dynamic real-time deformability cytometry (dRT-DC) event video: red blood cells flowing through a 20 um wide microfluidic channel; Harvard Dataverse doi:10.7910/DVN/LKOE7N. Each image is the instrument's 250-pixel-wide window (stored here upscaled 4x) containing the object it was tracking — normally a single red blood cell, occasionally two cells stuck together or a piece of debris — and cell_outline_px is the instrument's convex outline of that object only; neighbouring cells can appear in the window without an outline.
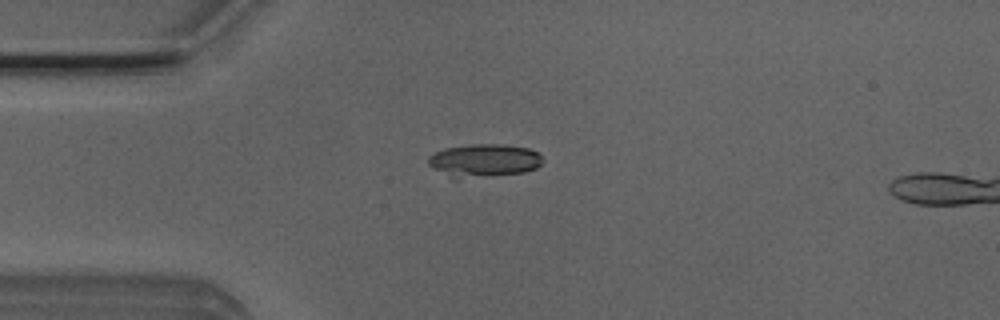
{"species": "Egyptian fruit bat (a non-hibernating species)", "species_latin": "Rousettus aegyptiacus", "temperature_condition": "room temperature", "stored_images_in_passage": 3, "camera_frame_rate_fps": 3000, "um_per_image_px": 0.085, "animal": {"sex": "male"}, "frame": {"image": 1, "passage_image": 3, "time_ms": 0.667, "image_size_px": [1000, 320], "cell_outline_px": [[544, 160], [536, 168], [524, 172], [452, 176], [448, 176], [428, 164], [428, 156], [444, 148], [468, 144], [504, 144], [528, 148], [536, 152]], "centroid_in_image_um": [41.16, 13.57], "position_along_channel_um": 43.8, "area_um2": 21.04}}